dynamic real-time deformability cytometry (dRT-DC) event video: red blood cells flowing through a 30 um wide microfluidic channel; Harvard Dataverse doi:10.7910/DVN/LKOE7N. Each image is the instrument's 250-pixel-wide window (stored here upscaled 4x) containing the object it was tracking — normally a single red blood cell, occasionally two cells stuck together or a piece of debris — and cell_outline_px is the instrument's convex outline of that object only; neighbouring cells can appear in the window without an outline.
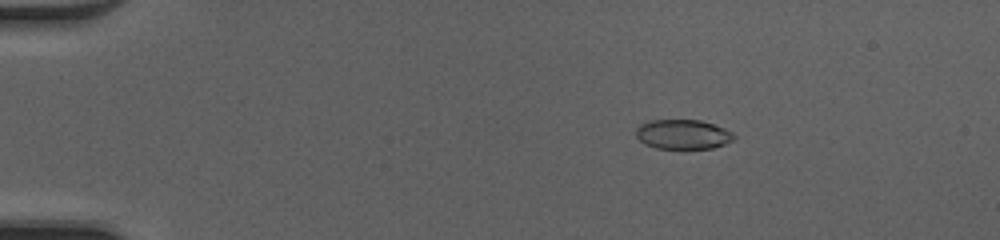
{"species": "common noctule bat (a hibernating species)", "species_latin": "Nyctalus noctula", "temperature_condition": "cold", "stored_images_in_passage": 51, "camera_frame_rate_fps": 3000, "um_per_image_px": 0.085, "animal": {"sex": "female", "body_mass_g": 20.0, "forearm_length_mm": 54.0}, "frame": {"image": 1, "passage_image": 10, "time_ms": 3.0, "image_size_px": [1000, 240], "cell_outline_px": [[736, 136], [732, 140], [724, 144], [712, 148], [684, 152], [656, 148], [644, 144], [636, 136], [636, 128], [640, 124], [652, 120], [700, 120], [724, 128], [732, 132]], "centroid_in_image_um": [58.03, 11.47], "position_along_channel_um": 27.0, "area_um2": 17.57}}
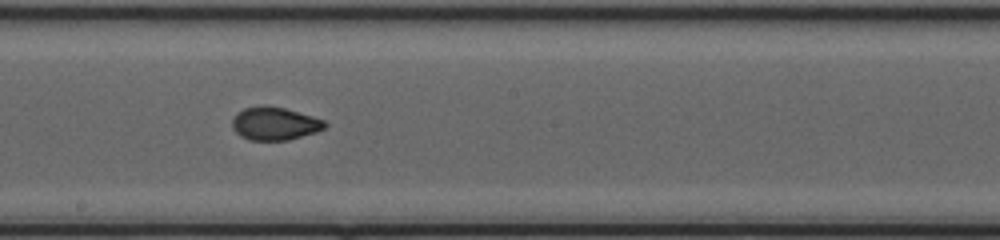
{"frame": {"image": 2, "passage_image": 30, "time_ms": 9.667, "image_size_px": [1000, 240], "cell_outline_px": [[328, 124], [324, 128], [316, 132], [288, 140], [248, 140], [240, 136], [232, 128], [232, 120], [236, 112], [244, 108], [264, 104], [284, 108], [312, 116], [324, 120]], "centroid_in_image_um": [23.31, 10.49], "position_along_channel_um": 224.9, "area_um2": 17.98}}
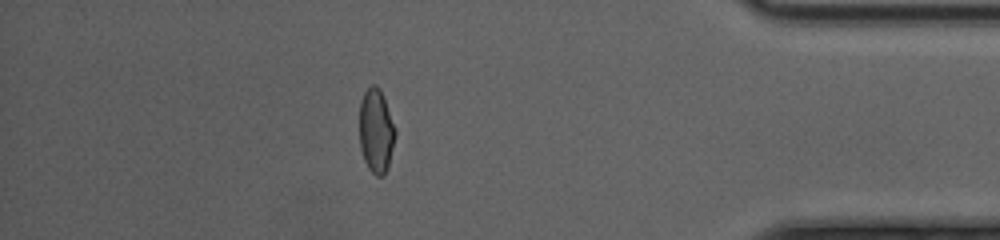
{"frame": {"image": 3, "passage_image": 45, "time_ms": 14.667, "image_size_px": [1000, 240], "cell_outline_px": [[396, 136], [388, 168], [384, 176], [376, 176], [368, 168], [364, 160], [360, 148], [360, 100], [364, 92], [372, 84], [376, 84], [380, 88], [384, 96], [396, 128]], "centroid_in_image_um": [31.99, 11.12], "position_along_channel_um": 403.2, "area_um2": 17.92}, "authors_computed_cell_mechanics": {"area_um2": 17.8602, "velocity_mm_per_s": 4.2612, "shape_relaxation_time_tau1_ms": 8.526, "shape_relaxation_time_tau2_ms": 0.8006, "deformation_change_tau1": 0.2394, "deformation_change_tau2": 0.0454}}